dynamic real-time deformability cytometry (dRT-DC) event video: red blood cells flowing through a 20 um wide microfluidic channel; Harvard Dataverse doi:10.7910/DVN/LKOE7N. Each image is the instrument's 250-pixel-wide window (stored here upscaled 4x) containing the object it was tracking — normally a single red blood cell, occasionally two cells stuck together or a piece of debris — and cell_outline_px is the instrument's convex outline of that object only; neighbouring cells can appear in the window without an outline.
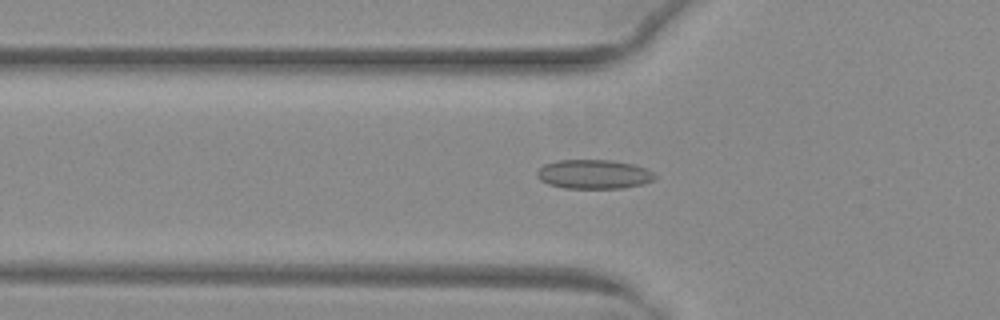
{"species": "common noctule bat (a hibernating species)", "species_latin": "Nyctalus noctula", "temperature_condition": "warm", "stored_images_in_passage": 52, "camera_frame_rate_fps": 3000, "um_per_image_px": 0.085, "animal": {"sex": "female", "body_mass_g": 29.2, "forearm_length_mm": 56.3}, "frame": {"image": 1, "passage_image": 19, "time_ms": 6.0, "image_size_px": [1000, 320], "cell_outline_px": [[656, 176], [652, 180], [644, 184], [624, 188], [564, 188], [548, 184], [540, 180], [536, 176], [536, 172], [544, 164], [556, 160], [612, 160], [632, 164], [648, 168]], "centroid_in_image_um": [50.46, 14.81], "position_along_channel_um": 75.3, "area_um2": 20.17}}
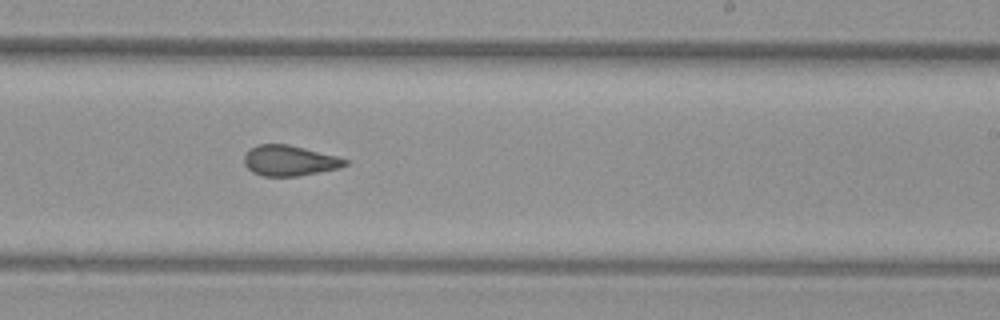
{"frame": {"image": 2, "passage_image": 33, "time_ms": 10.667, "image_size_px": [1000, 320], "cell_outline_px": [[348, 164], [340, 168], [296, 176], [264, 176], [252, 172], [244, 164], [244, 156], [256, 144], [288, 144], [336, 156], [348, 160]], "centroid_in_image_um": [24.6, 13.65], "position_along_channel_um": 264.4, "area_um2": 17.74}}
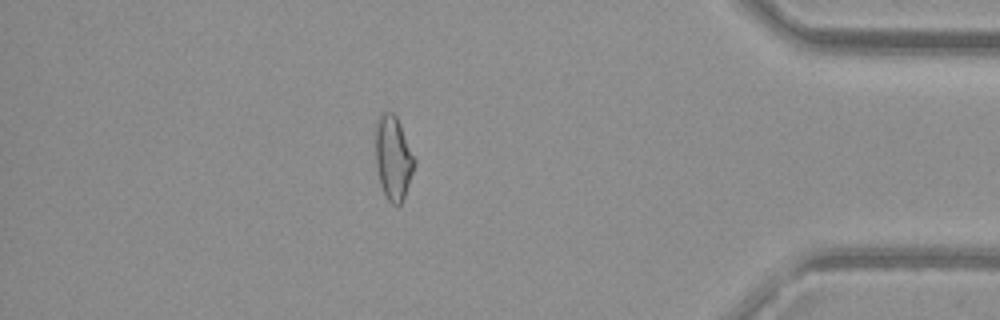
{"frame": {"image": 3, "passage_image": 46, "time_ms": 15.0, "image_size_px": [1000, 320], "cell_outline_px": [[416, 160], [404, 200], [396, 208], [384, 196], [380, 184], [376, 164], [376, 120], [384, 112], [392, 112], [396, 116], [400, 124]], "centroid_in_image_um": [33.42, 13.47], "position_along_channel_um": 401.8, "area_um2": 19.07}, "authors_computed_cell_mechanics": {"area_um2": 19.074, "velocity_mm_per_s": 4.0365, "shape_relaxation_time_tau1_ms": null, "shape_relaxation_time_tau2_ms": 1.4229, "deformation_change_tau1": null, "deformation_change_tau2": 0.0858}}